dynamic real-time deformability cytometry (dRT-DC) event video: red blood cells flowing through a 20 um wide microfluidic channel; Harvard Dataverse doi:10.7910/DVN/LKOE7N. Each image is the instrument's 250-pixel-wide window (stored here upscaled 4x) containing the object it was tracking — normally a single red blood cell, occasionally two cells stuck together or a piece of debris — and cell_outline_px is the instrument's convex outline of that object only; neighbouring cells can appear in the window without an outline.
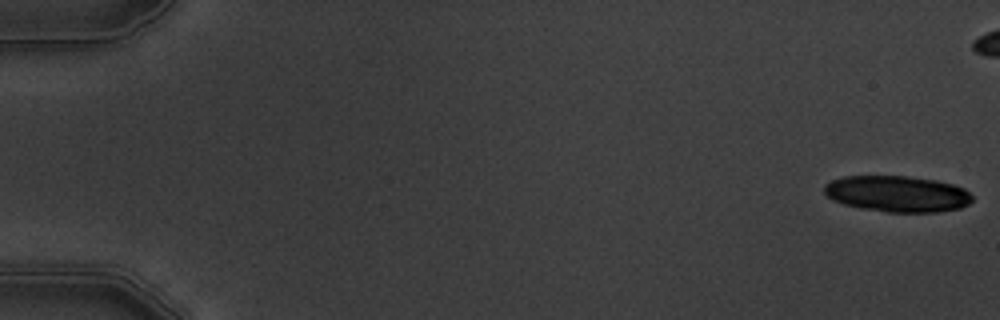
{"species": "common noctule bat (a hibernating species)", "species_latin": "Nyctalus noctula", "temperature_condition": "warm", "stored_images_in_passage": 16, "camera_frame_rate_fps": 3000, "um_per_image_px": 0.085, "animal": {"sex": "male", "body_mass_g": 19.5, "forearm_length_mm": 54.6}, "frame": {"image": 1, "passage_image": 1, "time_ms": 0.0, "image_size_px": [1000, 320], "cell_outline_px": [[972, 200], [968, 204], [960, 208], [936, 212], [888, 212], [860, 208], [844, 204], [832, 200], [824, 192], [824, 184], [832, 180], [844, 176], [908, 176], [936, 180], [952, 184], [964, 188], [972, 196]], "centroid_in_image_um": [76.26, 16.47], "position_along_channel_um": 8.7, "area_um2": 31.21}, "authors_computed_cell_mechanics": {"area_um2": 22.0218, "velocity_mm_per_s": 3.7198, "shape_relaxation_time_tau1_ms": 2.4591, "shape_relaxation_time_tau2_ms": 4.9924, "deformation_change_tau1": 0.0979, "deformation_change_tau2": 0.0796}}